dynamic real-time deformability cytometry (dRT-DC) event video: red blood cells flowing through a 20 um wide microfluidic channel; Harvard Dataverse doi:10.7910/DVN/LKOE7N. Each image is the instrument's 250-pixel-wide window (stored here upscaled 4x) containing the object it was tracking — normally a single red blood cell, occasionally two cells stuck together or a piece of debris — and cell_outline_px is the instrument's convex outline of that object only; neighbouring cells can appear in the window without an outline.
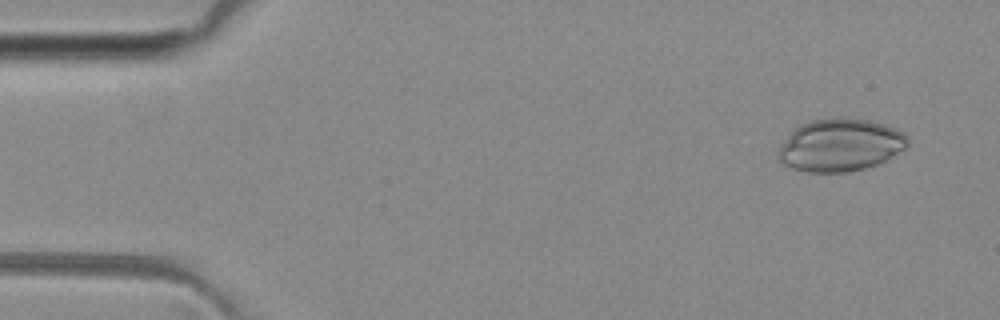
{"species": "common noctule bat (a hibernating species)", "species_latin": "Nyctalus noctula", "temperature_condition": "room temperature", "stored_images_in_passage": 50, "camera_frame_rate_fps": 3000, "um_per_image_px": 0.085, "animal": {"sex": "female", "body_mass_g": 29.2, "forearm_length_mm": 56.3}, "frame": {"image": 1, "passage_image": 4, "time_ms": 1.0, "image_size_px": [1000, 320], "cell_outline_px": [[908, 148], [876, 164], [864, 168], [848, 172], [808, 172], [792, 168], [780, 164], [776, 160], [776, 156], [780, 148], [792, 128], [808, 120], [872, 120], [896, 128], [904, 132], [908, 136]], "centroid_in_image_um": [71.4, 12.36], "position_along_channel_um": 13.6, "area_um2": 39.48}}
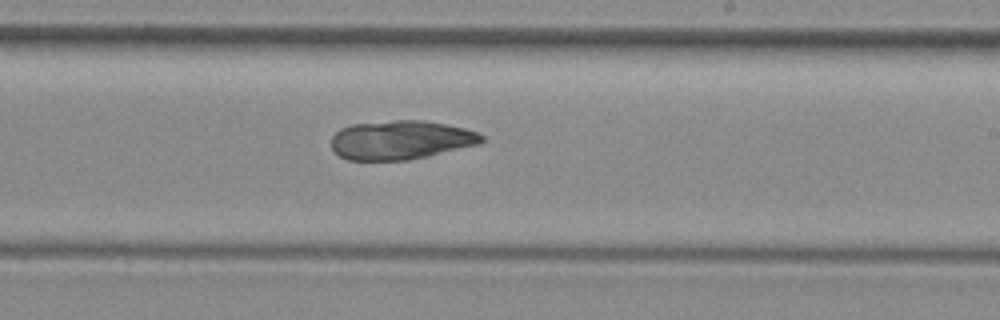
{"frame": {"image": 2, "passage_image": 30, "time_ms": 9.667, "image_size_px": [1000, 320], "cell_outline_px": [[484, 140], [480, 144], [428, 156], [408, 160], [348, 160], [340, 156], [332, 148], [332, 136], [340, 128], [352, 124], [396, 120], [424, 120], [464, 128], [476, 132], [484, 136]], "centroid_in_image_um": [34.07, 11.9], "position_along_channel_um": 254.9, "area_um2": 34.1}}
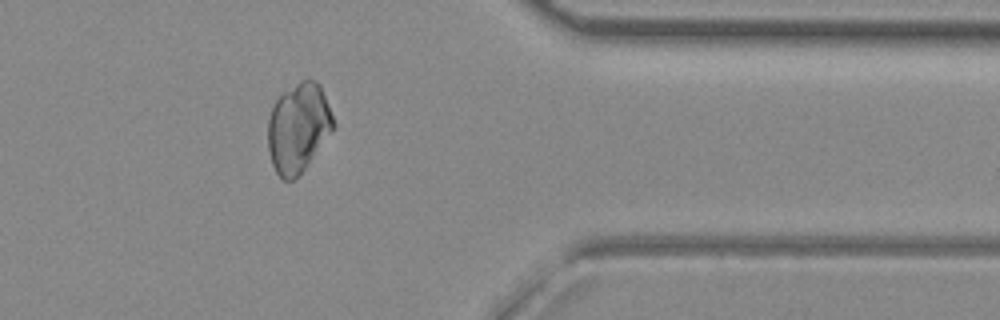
{"frame": {"image": 3, "passage_image": 41, "time_ms": 13.333, "image_size_px": [1000, 320], "cell_outline_px": [[336, 124], [332, 132], [304, 168], [292, 180], [284, 180], [276, 172], [272, 164], [268, 152], [268, 120], [272, 108], [276, 100], [284, 92], [300, 80], [308, 76], [316, 80], [320, 84]], "centroid_in_image_um": [25.36, 10.81], "position_along_channel_um": 386.0, "area_um2": 33.93}}